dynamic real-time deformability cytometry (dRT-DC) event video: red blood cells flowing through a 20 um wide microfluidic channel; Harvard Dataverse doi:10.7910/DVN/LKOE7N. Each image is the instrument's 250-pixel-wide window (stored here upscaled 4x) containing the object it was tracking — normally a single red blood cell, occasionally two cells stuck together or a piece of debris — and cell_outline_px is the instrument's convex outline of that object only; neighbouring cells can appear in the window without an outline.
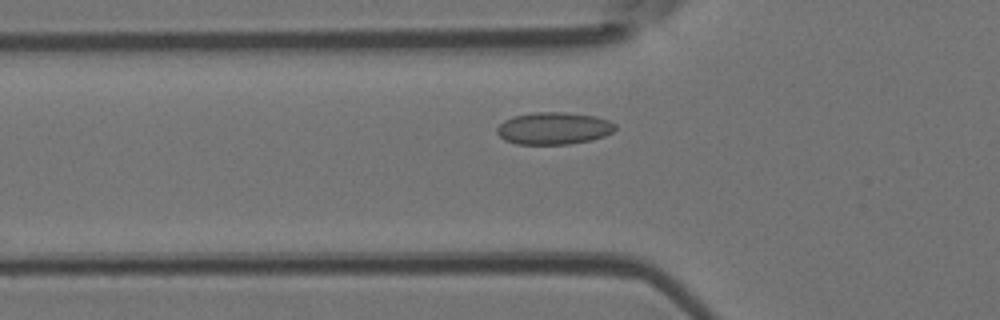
{"species": "Egyptian fruit bat (a non-hibernating species)", "species_latin": "Rousettus aegyptiacus", "temperature_condition": "room temperature", "stored_images_in_passage": 39, "camera_frame_rate_fps": 3000, "um_per_image_px": 0.085, "animal": {"sex": "female"}, "frame": {"image": 1, "passage_image": 7, "time_ms": 2.0, "image_size_px": [1000, 320], "cell_outline_px": [[616, 128], [612, 132], [604, 136], [592, 140], [568, 144], [516, 144], [504, 140], [496, 132], [496, 128], [504, 120], [512, 116], [532, 112], [564, 112], [596, 116], [608, 120], [616, 124]], "centroid_in_image_um": [47.05, 10.9], "position_along_channel_um": 78.7, "area_um2": 22.37}}
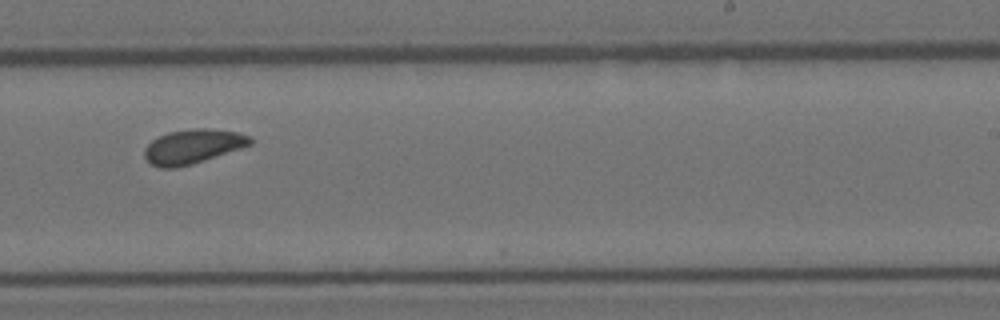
{"frame": {"image": 2, "passage_image": 21, "time_ms": 6.667, "image_size_px": [1000, 320], "cell_outline_px": [[252, 144], [192, 164], [176, 168], [160, 168], [152, 164], [144, 156], [144, 148], [152, 140], [168, 132], [196, 128], [208, 128], [236, 132], [248, 136], [252, 140]], "centroid_in_image_um": [16.36, 12.45], "position_along_channel_um": 272.6, "area_um2": 20.87}}
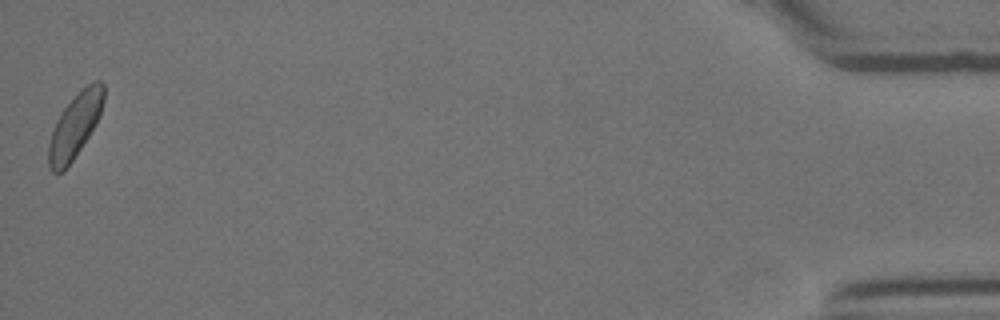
{"frame": {"image": 3, "passage_image": 39, "time_ms": 12.667, "image_size_px": [1000, 320], "cell_outline_px": [[104, 100], [100, 116], [96, 124], [64, 172], [56, 176], [48, 168], [48, 144], [56, 120], [60, 112], [92, 80], [100, 80], [104, 84]], "centroid_in_image_um": [6.36, 10.73], "position_along_channel_um": 428.8, "area_um2": 20.63}, "authors_computed_cell_mechanics": {"area_um2": 20.6924, "velocity_mm_per_s": 4.1472, "shape_relaxation_time_tau1_ms": 3.346, "shape_relaxation_time_tau2_ms": 2.4325, "deformation_change_tau1": 0.0444, "deformation_change_tau2": 0.061}}